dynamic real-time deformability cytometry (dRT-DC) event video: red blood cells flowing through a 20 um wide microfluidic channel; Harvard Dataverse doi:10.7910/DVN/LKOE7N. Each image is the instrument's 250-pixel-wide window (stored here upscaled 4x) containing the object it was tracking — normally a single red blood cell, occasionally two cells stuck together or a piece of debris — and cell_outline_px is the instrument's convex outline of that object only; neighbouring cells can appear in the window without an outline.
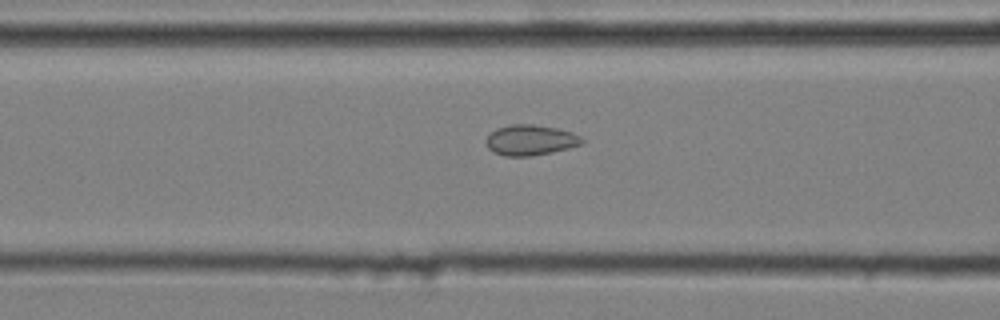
{"species": "common noctule bat (a hibernating species)", "species_latin": "Nyctalus noctula", "temperature_condition": "cold", "stored_images_in_passage": 36, "camera_frame_rate_fps": 3000, "um_per_image_px": 0.085, "animal": {"sex": "male", "body_mass_g": 20.4}, "frame": {"image": 1, "passage_image": 8, "time_ms": 2.333, "image_size_px": [1000, 320], "cell_outline_px": [[584, 144], [552, 152], [532, 156], [504, 156], [492, 152], [488, 148], [488, 136], [496, 128], [512, 124], [532, 124], [556, 128], [572, 132], [580, 136], [584, 140]], "centroid_in_image_um": [45.11, 11.91], "position_along_channel_um": 121.5, "area_um2": 16.99}}
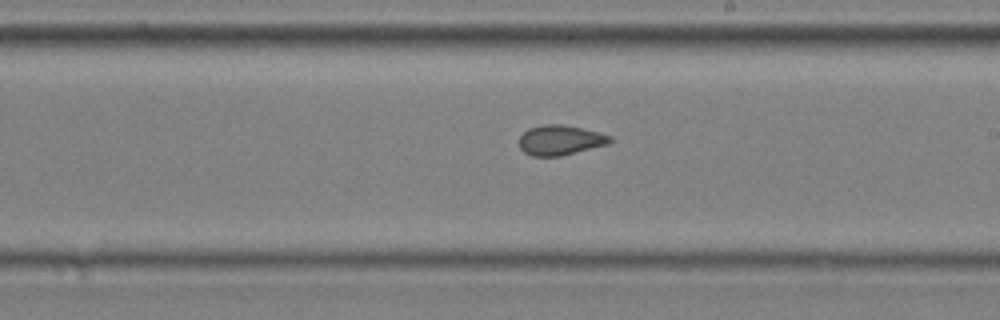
{"frame": {"image": 2, "passage_image": 18, "time_ms": 5.667, "image_size_px": [1000, 320], "cell_outline_px": [[612, 140], [608, 144], [560, 156], [532, 156], [524, 152], [520, 148], [520, 136], [528, 128], [544, 124], [564, 124], [600, 132], [612, 136]], "centroid_in_image_um": [47.63, 11.9], "position_along_channel_um": 241.4, "area_um2": 15.9}}
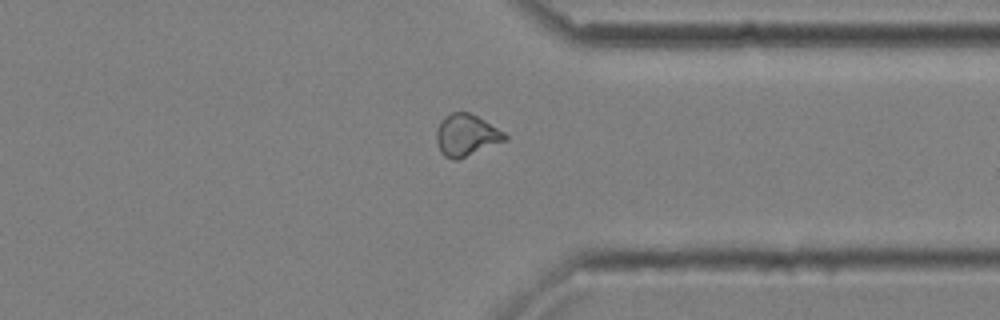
{"frame": {"image": 3, "passage_image": 29, "time_ms": 9.333, "image_size_px": [1000, 320], "cell_outline_px": [[508, 140], [456, 160], [452, 160], [444, 156], [440, 152], [436, 140], [436, 128], [440, 120], [444, 116], [452, 112], [468, 112], [484, 120], [504, 132], [508, 136]], "centroid_in_image_um": [39.61, 11.49], "position_along_channel_um": 371.8, "area_um2": 16.76}, "authors_computed_cell_mechanics": {"area_um2": 16.2996, "velocity_mm_per_s": 3.602, "shape_relaxation_time_tau1_ms": null, "shape_relaxation_time_tau2_ms": 1.7929, "deformation_change_tau1": null, "deformation_change_tau2": 0.0748}}